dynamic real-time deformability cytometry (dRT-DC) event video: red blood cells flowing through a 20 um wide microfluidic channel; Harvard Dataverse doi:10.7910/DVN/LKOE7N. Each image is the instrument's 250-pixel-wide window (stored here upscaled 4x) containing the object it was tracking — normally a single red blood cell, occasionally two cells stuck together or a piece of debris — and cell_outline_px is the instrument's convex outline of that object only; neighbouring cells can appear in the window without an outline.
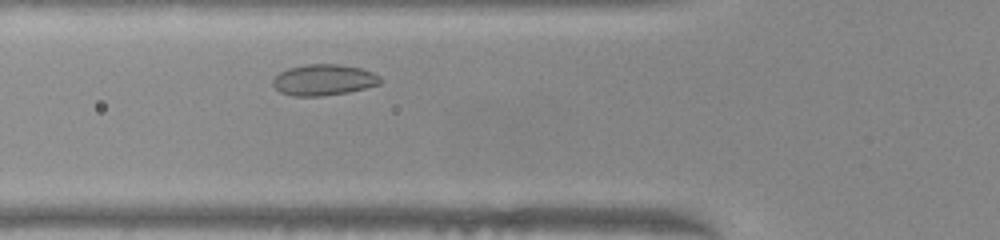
{"species": "common noctule bat (a hibernating species)", "species_latin": "Nyctalus noctula", "temperature_condition": "warm", "stored_images_in_passage": 29, "camera_frame_rate_fps": 3000, "um_per_image_px": 0.085, "animal": {"sex": "female", "body_mass_g": 22.0, "forearm_length_mm": 56.7}, "frame": {"image": 1, "passage_image": 6, "time_ms": 1.667, "image_size_px": [1000, 240], "cell_outline_px": [[380, 84], [348, 92], [324, 96], [292, 96], [280, 92], [272, 84], [272, 80], [280, 72], [288, 68], [308, 64], [340, 64], [360, 68], [372, 72], [380, 76]], "centroid_in_image_um": [27.5, 6.79], "position_along_channel_um": 98.3, "area_um2": 19.42}}
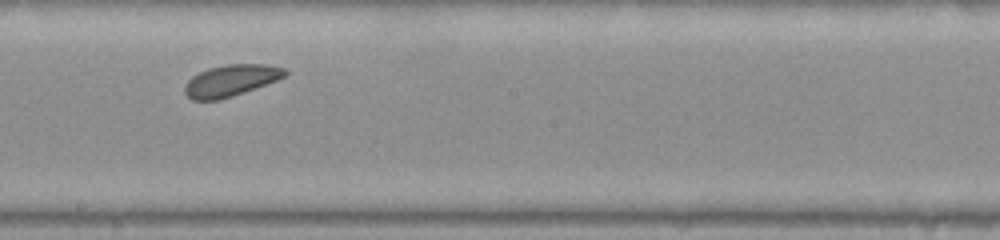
{"frame": {"image": 2, "passage_image": 16, "time_ms": 5.0, "image_size_px": [1000, 240], "cell_outline_px": [[288, 72], [284, 76], [276, 80], [232, 96], [220, 100], [192, 100], [184, 92], [184, 84], [192, 76], [208, 68], [228, 64], [268, 64], [284, 68]], "centroid_in_image_um": [19.59, 6.84], "position_along_channel_um": 228.6, "area_um2": 18.26}}
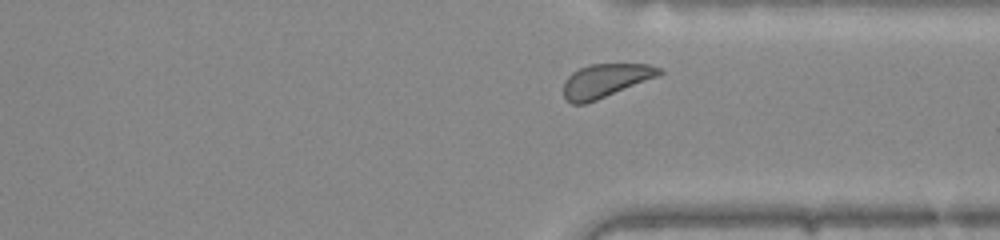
{"frame": {"image": 3, "passage_image": 26, "time_ms": 8.333, "image_size_px": [1000, 240], "cell_outline_px": [[664, 72], [656, 76], [596, 100], [584, 104], [572, 104], [564, 96], [564, 80], [572, 72], [580, 68], [592, 64], [648, 64], [660, 68]], "centroid_in_image_um": [51.42, 6.84], "position_along_channel_um": 360.0, "area_um2": 18.26}}